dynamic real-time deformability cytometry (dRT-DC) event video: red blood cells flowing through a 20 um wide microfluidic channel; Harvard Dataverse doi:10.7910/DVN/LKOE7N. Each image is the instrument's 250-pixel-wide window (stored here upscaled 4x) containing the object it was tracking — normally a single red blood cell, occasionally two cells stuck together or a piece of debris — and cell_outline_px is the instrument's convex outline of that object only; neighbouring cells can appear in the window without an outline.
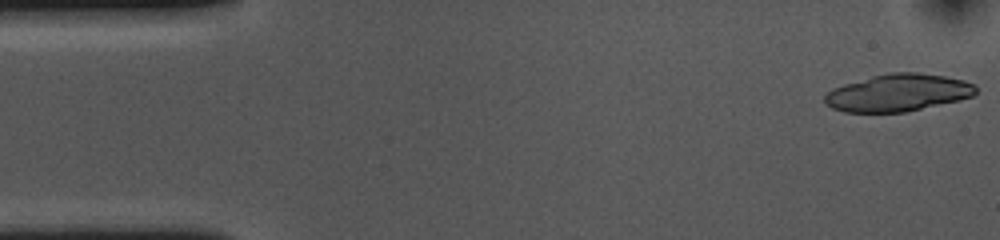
{"species": "common noctule bat (a hibernating species)", "species_latin": "Nyctalus noctula", "temperature_condition": "cold", "stored_images_in_passage": 16, "camera_frame_rate_fps": 3000, "um_per_image_px": 0.085, "animal": {"sex": "female", "body_mass_g": 10.0, "forearm_length_mm": 53.1}, "frame": {"image": 1, "passage_image": 1, "time_ms": 0.0, "image_size_px": [1000, 240], "cell_outline_px": [[976, 92], [972, 96], [960, 100], [904, 112], [844, 112], [832, 108], [824, 104], [824, 96], [832, 88], [844, 84], [872, 76], [892, 72], [916, 72], [944, 76], [964, 80], [976, 84]], "centroid_in_image_um": [76.32, 7.88], "position_along_channel_um": 8.7, "area_um2": 32.83}}